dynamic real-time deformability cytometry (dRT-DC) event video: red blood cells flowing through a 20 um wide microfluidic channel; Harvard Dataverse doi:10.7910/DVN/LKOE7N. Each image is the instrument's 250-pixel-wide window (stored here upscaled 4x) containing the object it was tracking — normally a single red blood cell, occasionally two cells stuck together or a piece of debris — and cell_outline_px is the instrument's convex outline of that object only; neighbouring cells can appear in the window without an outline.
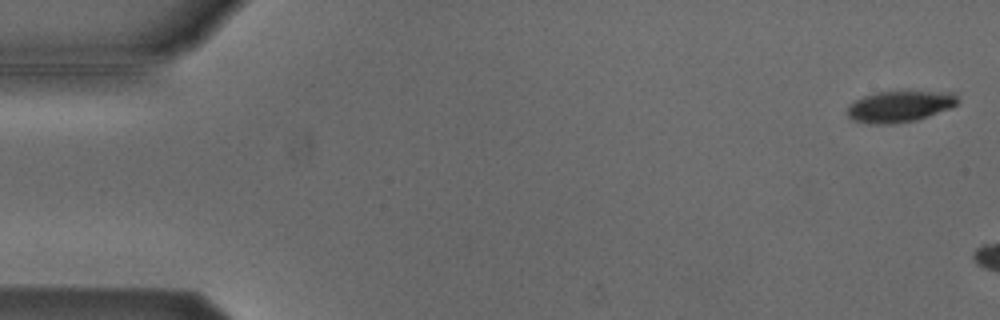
{"species": "Egyptian fruit bat (a non-hibernating species)", "species_latin": "Rousettus aegyptiacus", "temperature_condition": "cold", "stored_images_in_passage": 11, "camera_frame_rate_fps": 3000, "um_per_image_px": 0.085, "animal": {"sex": "male"}, "frame": {"image": 1, "passage_image": 1, "time_ms": 0.0, "image_size_px": [1000, 320], "cell_outline_px": [[960, 100], [956, 104], [948, 108], [928, 116], [916, 120], [892, 124], [868, 124], [852, 120], [848, 116], [848, 104], [864, 96], [876, 92], [908, 88], [956, 92]], "centroid_in_image_um": [76.52, 8.98], "position_along_channel_um": 8.5, "area_um2": 21.15}}
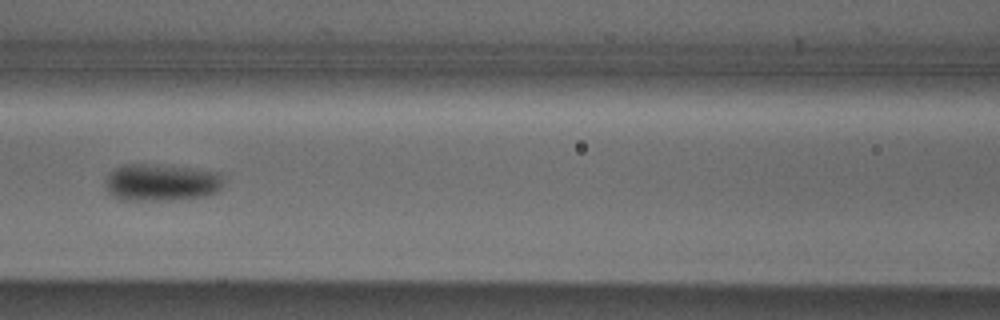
{"frame": {"image": 2, "passage_image": 8, "time_ms": 2.333, "image_size_px": [1000, 320], "cell_outline_px": [[224, 184], [216, 192], [208, 196], [168, 200], [120, 200], [112, 196], [104, 188], [104, 176], [116, 168], [124, 164], [160, 164], [220, 172]], "centroid_in_image_um": [13.66, 15.51], "position_along_channel_um": 152.9, "area_um2": 26.07}}
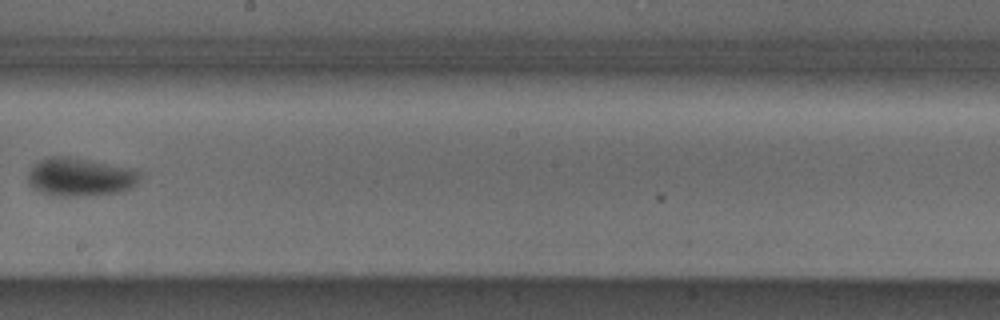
{"frame": {"image": 3, "passage_image": 10, "time_ms": 3.0, "image_size_px": [1000, 320], "cell_outline_px": [[140, 176], [136, 184], [132, 188], [124, 192], [88, 196], [56, 196], [40, 192], [28, 184], [28, 172], [40, 160], [52, 156], [64, 156], [128, 168], [140, 172]], "centroid_in_image_um": [6.8, 15.08], "position_along_channel_um": 241.4, "area_um2": 24.8}}